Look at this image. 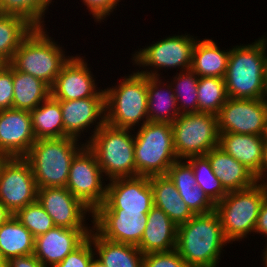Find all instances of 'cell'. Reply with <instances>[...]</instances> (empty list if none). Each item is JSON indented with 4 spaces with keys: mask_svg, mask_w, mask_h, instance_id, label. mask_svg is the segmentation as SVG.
I'll use <instances>...</instances> for the list:
<instances>
[{
    "mask_svg": "<svg viewBox=\"0 0 267 267\" xmlns=\"http://www.w3.org/2000/svg\"><path fill=\"white\" fill-rule=\"evenodd\" d=\"M189 35V36H188ZM197 39L190 34L174 35L164 38L157 43L140 49L133 54V65L142 66V68L152 67L146 71L138 72L145 76L159 77L160 68H180L181 71L191 69L192 52ZM135 62V63H134ZM154 68V69H153ZM158 69V70H157Z\"/></svg>",
    "mask_w": 267,
    "mask_h": 267,
    "instance_id": "obj_10",
    "label": "cell"
},
{
    "mask_svg": "<svg viewBox=\"0 0 267 267\" xmlns=\"http://www.w3.org/2000/svg\"><path fill=\"white\" fill-rule=\"evenodd\" d=\"M166 175L178 191L192 190L197 185L193 168L186 160L175 161Z\"/></svg>",
    "mask_w": 267,
    "mask_h": 267,
    "instance_id": "obj_37",
    "label": "cell"
},
{
    "mask_svg": "<svg viewBox=\"0 0 267 267\" xmlns=\"http://www.w3.org/2000/svg\"><path fill=\"white\" fill-rule=\"evenodd\" d=\"M177 225L160 208L148 212L147 224L137 246L143 254L169 252L176 248Z\"/></svg>",
    "mask_w": 267,
    "mask_h": 267,
    "instance_id": "obj_22",
    "label": "cell"
},
{
    "mask_svg": "<svg viewBox=\"0 0 267 267\" xmlns=\"http://www.w3.org/2000/svg\"><path fill=\"white\" fill-rule=\"evenodd\" d=\"M38 187L23 157L0 158V202L15 215L37 201Z\"/></svg>",
    "mask_w": 267,
    "mask_h": 267,
    "instance_id": "obj_12",
    "label": "cell"
},
{
    "mask_svg": "<svg viewBox=\"0 0 267 267\" xmlns=\"http://www.w3.org/2000/svg\"><path fill=\"white\" fill-rule=\"evenodd\" d=\"M58 101L63 115V137L79 139L81 134H83L81 132L96 123L97 125L93 129V134L91 133L89 141L92 135L106 123L105 97H87L78 100Z\"/></svg>",
    "mask_w": 267,
    "mask_h": 267,
    "instance_id": "obj_19",
    "label": "cell"
},
{
    "mask_svg": "<svg viewBox=\"0 0 267 267\" xmlns=\"http://www.w3.org/2000/svg\"><path fill=\"white\" fill-rule=\"evenodd\" d=\"M178 192L194 214H206L215 210L216 204L198 185L192 190Z\"/></svg>",
    "mask_w": 267,
    "mask_h": 267,
    "instance_id": "obj_38",
    "label": "cell"
},
{
    "mask_svg": "<svg viewBox=\"0 0 267 267\" xmlns=\"http://www.w3.org/2000/svg\"><path fill=\"white\" fill-rule=\"evenodd\" d=\"M0 267H7V260L3 256L1 250H0Z\"/></svg>",
    "mask_w": 267,
    "mask_h": 267,
    "instance_id": "obj_49",
    "label": "cell"
},
{
    "mask_svg": "<svg viewBox=\"0 0 267 267\" xmlns=\"http://www.w3.org/2000/svg\"><path fill=\"white\" fill-rule=\"evenodd\" d=\"M35 141L30 111H0V158L24 157Z\"/></svg>",
    "mask_w": 267,
    "mask_h": 267,
    "instance_id": "obj_18",
    "label": "cell"
},
{
    "mask_svg": "<svg viewBox=\"0 0 267 267\" xmlns=\"http://www.w3.org/2000/svg\"><path fill=\"white\" fill-rule=\"evenodd\" d=\"M13 66L0 65V111L13 108Z\"/></svg>",
    "mask_w": 267,
    "mask_h": 267,
    "instance_id": "obj_41",
    "label": "cell"
},
{
    "mask_svg": "<svg viewBox=\"0 0 267 267\" xmlns=\"http://www.w3.org/2000/svg\"><path fill=\"white\" fill-rule=\"evenodd\" d=\"M198 80L199 77L191 69L176 73L171 80L180 114L198 112Z\"/></svg>",
    "mask_w": 267,
    "mask_h": 267,
    "instance_id": "obj_33",
    "label": "cell"
},
{
    "mask_svg": "<svg viewBox=\"0 0 267 267\" xmlns=\"http://www.w3.org/2000/svg\"><path fill=\"white\" fill-rule=\"evenodd\" d=\"M95 258H96V256H94V258H93L91 267H107V266H105V265L103 264L102 261H100L98 258H97V259H95Z\"/></svg>",
    "mask_w": 267,
    "mask_h": 267,
    "instance_id": "obj_48",
    "label": "cell"
},
{
    "mask_svg": "<svg viewBox=\"0 0 267 267\" xmlns=\"http://www.w3.org/2000/svg\"><path fill=\"white\" fill-rule=\"evenodd\" d=\"M13 108L31 111L50 95V87L34 76L13 67Z\"/></svg>",
    "mask_w": 267,
    "mask_h": 267,
    "instance_id": "obj_28",
    "label": "cell"
},
{
    "mask_svg": "<svg viewBox=\"0 0 267 267\" xmlns=\"http://www.w3.org/2000/svg\"><path fill=\"white\" fill-rule=\"evenodd\" d=\"M265 251L263 253V263L265 265V267H267V244H266V248H264Z\"/></svg>",
    "mask_w": 267,
    "mask_h": 267,
    "instance_id": "obj_50",
    "label": "cell"
},
{
    "mask_svg": "<svg viewBox=\"0 0 267 267\" xmlns=\"http://www.w3.org/2000/svg\"><path fill=\"white\" fill-rule=\"evenodd\" d=\"M252 44L233 46L224 77L229 98L262 99L267 68V37Z\"/></svg>",
    "mask_w": 267,
    "mask_h": 267,
    "instance_id": "obj_2",
    "label": "cell"
},
{
    "mask_svg": "<svg viewBox=\"0 0 267 267\" xmlns=\"http://www.w3.org/2000/svg\"><path fill=\"white\" fill-rule=\"evenodd\" d=\"M150 177H130L110 180L106 199L97 209H122V212L148 213L153 207Z\"/></svg>",
    "mask_w": 267,
    "mask_h": 267,
    "instance_id": "obj_15",
    "label": "cell"
},
{
    "mask_svg": "<svg viewBox=\"0 0 267 267\" xmlns=\"http://www.w3.org/2000/svg\"><path fill=\"white\" fill-rule=\"evenodd\" d=\"M94 75L83 57L71 56L62 66L51 96L56 100H78L87 97H105V90L96 88ZM94 78V79H93Z\"/></svg>",
    "mask_w": 267,
    "mask_h": 267,
    "instance_id": "obj_16",
    "label": "cell"
},
{
    "mask_svg": "<svg viewBox=\"0 0 267 267\" xmlns=\"http://www.w3.org/2000/svg\"><path fill=\"white\" fill-rule=\"evenodd\" d=\"M88 238L95 255L107 267H143L144 254L134 245L117 243L101 237L93 228Z\"/></svg>",
    "mask_w": 267,
    "mask_h": 267,
    "instance_id": "obj_25",
    "label": "cell"
},
{
    "mask_svg": "<svg viewBox=\"0 0 267 267\" xmlns=\"http://www.w3.org/2000/svg\"><path fill=\"white\" fill-rule=\"evenodd\" d=\"M178 160L205 156L218 147L217 115L206 112L180 114L171 124Z\"/></svg>",
    "mask_w": 267,
    "mask_h": 267,
    "instance_id": "obj_9",
    "label": "cell"
},
{
    "mask_svg": "<svg viewBox=\"0 0 267 267\" xmlns=\"http://www.w3.org/2000/svg\"><path fill=\"white\" fill-rule=\"evenodd\" d=\"M35 27L23 17L0 14V62L8 64L22 41Z\"/></svg>",
    "mask_w": 267,
    "mask_h": 267,
    "instance_id": "obj_31",
    "label": "cell"
},
{
    "mask_svg": "<svg viewBox=\"0 0 267 267\" xmlns=\"http://www.w3.org/2000/svg\"><path fill=\"white\" fill-rule=\"evenodd\" d=\"M134 135L136 177L166 175L178 160L171 123L146 122Z\"/></svg>",
    "mask_w": 267,
    "mask_h": 267,
    "instance_id": "obj_6",
    "label": "cell"
},
{
    "mask_svg": "<svg viewBox=\"0 0 267 267\" xmlns=\"http://www.w3.org/2000/svg\"><path fill=\"white\" fill-rule=\"evenodd\" d=\"M89 228L55 226L35 237L34 255L45 266L53 267L78 248L89 236ZM48 265V266H47Z\"/></svg>",
    "mask_w": 267,
    "mask_h": 267,
    "instance_id": "obj_20",
    "label": "cell"
},
{
    "mask_svg": "<svg viewBox=\"0 0 267 267\" xmlns=\"http://www.w3.org/2000/svg\"><path fill=\"white\" fill-rule=\"evenodd\" d=\"M198 112L217 115L228 100L224 78L199 77L198 86Z\"/></svg>",
    "mask_w": 267,
    "mask_h": 267,
    "instance_id": "obj_32",
    "label": "cell"
},
{
    "mask_svg": "<svg viewBox=\"0 0 267 267\" xmlns=\"http://www.w3.org/2000/svg\"><path fill=\"white\" fill-rule=\"evenodd\" d=\"M103 177L95 154L85 145L72 159L65 187L94 212L106 199Z\"/></svg>",
    "mask_w": 267,
    "mask_h": 267,
    "instance_id": "obj_11",
    "label": "cell"
},
{
    "mask_svg": "<svg viewBox=\"0 0 267 267\" xmlns=\"http://www.w3.org/2000/svg\"><path fill=\"white\" fill-rule=\"evenodd\" d=\"M229 50H220L212 39L197 40L192 52L191 70L198 77L224 78Z\"/></svg>",
    "mask_w": 267,
    "mask_h": 267,
    "instance_id": "obj_27",
    "label": "cell"
},
{
    "mask_svg": "<svg viewBox=\"0 0 267 267\" xmlns=\"http://www.w3.org/2000/svg\"><path fill=\"white\" fill-rule=\"evenodd\" d=\"M7 267H45L34 254L19 256L10 259Z\"/></svg>",
    "mask_w": 267,
    "mask_h": 267,
    "instance_id": "obj_43",
    "label": "cell"
},
{
    "mask_svg": "<svg viewBox=\"0 0 267 267\" xmlns=\"http://www.w3.org/2000/svg\"><path fill=\"white\" fill-rule=\"evenodd\" d=\"M30 113L36 140L63 138V115L58 100L50 95Z\"/></svg>",
    "mask_w": 267,
    "mask_h": 267,
    "instance_id": "obj_30",
    "label": "cell"
},
{
    "mask_svg": "<svg viewBox=\"0 0 267 267\" xmlns=\"http://www.w3.org/2000/svg\"><path fill=\"white\" fill-rule=\"evenodd\" d=\"M227 243L229 241L224 236L215 210L195 214L186 223L177 226L175 250L188 267H216L220 262L221 250Z\"/></svg>",
    "mask_w": 267,
    "mask_h": 267,
    "instance_id": "obj_1",
    "label": "cell"
},
{
    "mask_svg": "<svg viewBox=\"0 0 267 267\" xmlns=\"http://www.w3.org/2000/svg\"><path fill=\"white\" fill-rule=\"evenodd\" d=\"M267 195V183L256 182L252 187L228 192L216 203L225 238L233 243L254 232L262 203Z\"/></svg>",
    "mask_w": 267,
    "mask_h": 267,
    "instance_id": "obj_7",
    "label": "cell"
},
{
    "mask_svg": "<svg viewBox=\"0 0 267 267\" xmlns=\"http://www.w3.org/2000/svg\"><path fill=\"white\" fill-rule=\"evenodd\" d=\"M37 201L53 219L55 226L87 228L85 218L93 211L77 199L66 187L38 189Z\"/></svg>",
    "mask_w": 267,
    "mask_h": 267,
    "instance_id": "obj_17",
    "label": "cell"
},
{
    "mask_svg": "<svg viewBox=\"0 0 267 267\" xmlns=\"http://www.w3.org/2000/svg\"><path fill=\"white\" fill-rule=\"evenodd\" d=\"M267 180V140L265 139L264 145H263V159H262V164H261V169H260V182L262 181L265 182ZM267 183V181H266Z\"/></svg>",
    "mask_w": 267,
    "mask_h": 267,
    "instance_id": "obj_45",
    "label": "cell"
},
{
    "mask_svg": "<svg viewBox=\"0 0 267 267\" xmlns=\"http://www.w3.org/2000/svg\"><path fill=\"white\" fill-rule=\"evenodd\" d=\"M254 232L267 236V195L262 203Z\"/></svg>",
    "mask_w": 267,
    "mask_h": 267,
    "instance_id": "obj_44",
    "label": "cell"
},
{
    "mask_svg": "<svg viewBox=\"0 0 267 267\" xmlns=\"http://www.w3.org/2000/svg\"><path fill=\"white\" fill-rule=\"evenodd\" d=\"M264 136L255 134L219 133L218 147L243 164L260 183Z\"/></svg>",
    "mask_w": 267,
    "mask_h": 267,
    "instance_id": "obj_21",
    "label": "cell"
},
{
    "mask_svg": "<svg viewBox=\"0 0 267 267\" xmlns=\"http://www.w3.org/2000/svg\"><path fill=\"white\" fill-rule=\"evenodd\" d=\"M159 78L161 77L147 76L148 121L172 124L180 115L175 94L171 84L167 86Z\"/></svg>",
    "mask_w": 267,
    "mask_h": 267,
    "instance_id": "obj_26",
    "label": "cell"
},
{
    "mask_svg": "<svg viewBox=\"0 0 267 267\" xmlns=\"http://www.w3.org/2000/svg\"><path fill=\"white\" fill-rule=\"evenodd\" d=\"M91 222L103 238L138 246L147 224L148 213L122 212V209H96Z\"/></svg>",
    "mask_w": 267,
    "mask_h": 267,
    "instance_id": "obj_14",
    "label": "cell"
},
{
    "mask_svg": "<svg viewBox=\"0 0 267 267\" xmlns=\"http://www.w3.org/2000/svg\"><path fill=\"white\" fill-rule=\"evenodd\" d=\"M205 157L227 193L247 189L257 182L251 171L220 147L211 149Z\"/></svg>",
    "mask_w": 267,
    "mask_h": 267,
    "instance_id": "obj_23",
    "label": "cell"
},
{
    "mask_svg": "<svg viewBox=\"0 0 267 267\" xmlns=\"http://www.w3.org/2000/svg\"><path fill=\"white\" fill-rule=\"evenodd\" d=\"M52 2V0H0V14L17 15L35 28H45L44 15Z\"/></svg>",
    "mask_w": 267,
    "mask_h": 267,
    "instance_id": "obj_34",
    "label": "cell"
},
{
    "mask_svg": "<svg viewBox=\"0 0 267 267\" xmlns=\"http://www.w3.org/2000/svg\"><path fill=\"white\" fill-rule=\"evenodd\" d=\"M83 4L87 6L90 14L95 18V22L105 20L113 12L120 0H82Z\"/></svg>",
    "mask_w": 267,
    "mask_h": 267,
    "instance_id": "obj_42",
    "label": "cell"
},
{
    "mask_svg": "<svg viewBox=\"0 0 267 267\" xmlns=\"http://www.w3.org/2000/svg\"><path fill=\"white\" fill-rule=\"evenodd\" d=\"M153 191V205L162 209L177 225L186 223L195 214L182 200L174 183L167 175L150 177Z\"/></svg>",
    "mask_w": 267,
    "mask_h": 267,
    "instance_id": "obj_24",
    "label": "cell"
},
{
    "mask_svg": "<svg viewBox=\"0 0 267 267\" xmlns=\"http://www.w3.org/2000/svg\"><path fill=\"white\" fill-rule=\"evenodd\" d=\"M93 244L87 238L78 248L68 254L63 261L53 267H91L95 251Z\"/></svg>",
    "mask_w": 267,
    "mask_h": 267,
    "instance_id": "obj_39",
    "label": "cell"
},
{
    "mask_svg": "<svg viewBox=\"0 0 267 267\" xmlns=\"http://www.w3.org/2000/svg\"><path fill=\"white\" fill-rule=\"evenodd\" d=\"M143 267H188L176 250L144 254Z\"/></svg>",
    "mask_w": 267,
    "mask_h": 267,
    "instance_id": "obj_40",
    "label": "cell"
},
{
    "mask_svg": "<svg viewBox=\"0 0 267 267\" xmlns=\"http://www.w3.org/2000/svg\"><path fill=\"white\" fill-rule=\"evenodd\" d=\"M104 90L107 124L118 128H133L134 131L139 123L143 126L148 122L147 76L138 71L133 72L124 77L119 85Z\"/></svg>",
    "mask_w": 267,
    "mask_h": 267,
    "instance_id": "obj_8",
    "label": "cell"
},
{
    "mask_svg": "<svg viewBox=\"0 0 267 267\" xmlns=\"http://www.w3.org/2000/svg\"><path fill=\"white\" fill-rule=\"evenodd\" d=\"M262 100L265 103V105L267 106V68H266L265 77H264V91H263V95H262Z\"/></svg>",
    "mask_w": 267,
    "mask_h": 267,
    "instance_id": "obj_47",
    "label": "cell"
},
{
    "mask_svg": "<svg viewBox=\"0 0 267 267\" xmlns=\"http://www.w3.org/2000/svg\"><path fill=\"white\" fill-rule=\"evenodd\" d=\"M35 237L12 215L0 225V250L7 262L34 253Z\"/></svg>",
    "mask_w": 267,
    "mask_h": 267,
    "instance_id": "obj_29",
    "label": "cell"
},
{
    "mask_svg": "<svg viewBox=\"0 0 267 267\" xmlns=\"http://www.w3.org/2000/svg\"><path fill=\"white\" fill-rule=\"evenodd\" d=\"M49 37L44 28H34L15 51L10 64L18 71L42 80L50 88L71 56Z\"/></svg>",
    "mask_w": 267,
    "mask_h": 267,
    "instance_id": "obj_5",
    "label": "cell"
},
{
    "mask_svg": "<svg viewBox=\"0 0 267 267\" xmlns=\"http://www.w3.org/2000/svg\"><path fill=\"white\" fill-rule=\"evenodd\" d=\"M131 130L105 123L85 142L109 181L136 177L134 134Z\"/></svg>",
    "mask_w": 267,
    "mask_h": 267,
    "instance_id": "obj_4",
    "label": "cell"
},
{
    "mask_svg": "<svg viewBox=\"0 0 267 267\" xmlns=\"http://www.w3.org/2000/svg\"><path fill=\"white\" fill-rule=\"evenodd\" d=\"M15 216L34 237L44 234L55 227L53 219L38 201L26 205L24 208L20 209Z\"/></svg>",
    "mask_w": 267,
    "mask_h": 267,
    "instance_id": "obj_36",
    "label": "cell"
},
{
    "mask_svg": "<svg viewBox=\"0 0 267 267\" xmlns=\"http://www.w3.org/2000/svg\"><path fill=\"white\" fill-rule=\"evenodd\" d=\"M13 214L0 202V225L6 222Z\"/></svg>",
    "mask_w": 267,
    "mask_h": 267,
    "instance_id": "obj_46",
    "label": "cell"
},
{
    "mask_svg": "<svg viewBox=\"0 0 267 267\" xmlns=\"http://www.w3.org/2000/svg\"><path fill=\"white\" fill-rule=\"evenodd\" d=\"M78 141L63 137L34 142L23 158L31 166L38 189L66 186L72 159L86 145Z\"/></svg>",
    "mask_w": 267,
    "mask_h": 267,
    "instance_id": "obj_3",
    "label": "cell"
},
{
    "mask_svg": "<svg viewBox=\"0 0 267 267\" xmlns=\"http://www.w3.org/2000/svg\"><path fill=\"white\" fill-rule=\"evenodd\" d=\"M265 139L267 140V126H266V132H265Z\"/></svg>",
    "mask_w": 267,
    "mask_h": 267,
    "instance_id": "obj_51",
    "label": "cell"
},
{
    "mask_svg": "<svg viewBox=\"0 0 267 267\" xmlns=\"http://www.w3.org/2000/svg\"><path fill=\"white\" fill-rule=\"evenodd\" d=\"M219 133L265 136L267 106L262 99L228 98L217 114Z\"/></svg>",
    "mask_w": 267,
    "mask_h": 267,
    "instance_id": "obj_13",
    "label": "cell"
},
{
    "mask_svg": "<svg viewBox=\"0 0 267 267\" xmlns=\"http://www.w3.org/2000/svg\"><path fill=\"white\" fill-rule=\"evenodd\" d=\"M186 161L192 166L197 185L216 204L223 199L227 192L205 156L190 157Z\"/></svg>",
    "mask_w": 267,
    "mask_h": 267,
    "instance_id": "obj_35",
    "label": "cell"
}]
</instances>
